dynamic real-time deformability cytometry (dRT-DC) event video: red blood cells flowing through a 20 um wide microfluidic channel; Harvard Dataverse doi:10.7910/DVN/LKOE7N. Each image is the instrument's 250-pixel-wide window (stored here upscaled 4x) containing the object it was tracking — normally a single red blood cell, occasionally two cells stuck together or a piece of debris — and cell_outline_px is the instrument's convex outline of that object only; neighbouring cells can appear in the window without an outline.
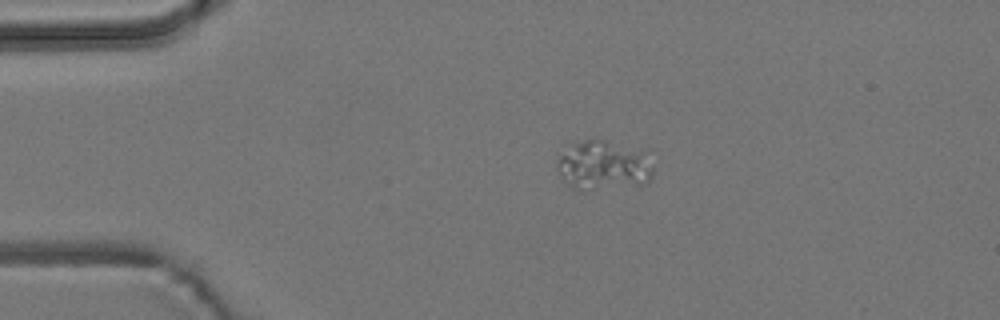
{"species": "common noctule bat (a hibernating species)", "species_latin": "Nyctalus noctula", "temperature_condition": "room temperature", "stored_images_in_passage": 2, "camera_frame_rate_fps": 3000, "um_per_image_px": 0.085, "animal": {"sex": "male", "body_mass_g": 19.2, "forearm_length_mm": 51.8}, "frame": {"image": 1, "passage_image": 1, "time_ms": 0.0, "image_size_px": [1000, 320], "cell_outline_px": [[652, 176], [648, 184], [576, 188], [572, 188], [564, 180], [556, 164], [556, 160], [564, 140], [604, 140], [644, 152], [652, 168]], "centroid_in_image_um": [51.18, 13.98], "position_along_channel_um": 33.8, "area_um2": 27.4}}